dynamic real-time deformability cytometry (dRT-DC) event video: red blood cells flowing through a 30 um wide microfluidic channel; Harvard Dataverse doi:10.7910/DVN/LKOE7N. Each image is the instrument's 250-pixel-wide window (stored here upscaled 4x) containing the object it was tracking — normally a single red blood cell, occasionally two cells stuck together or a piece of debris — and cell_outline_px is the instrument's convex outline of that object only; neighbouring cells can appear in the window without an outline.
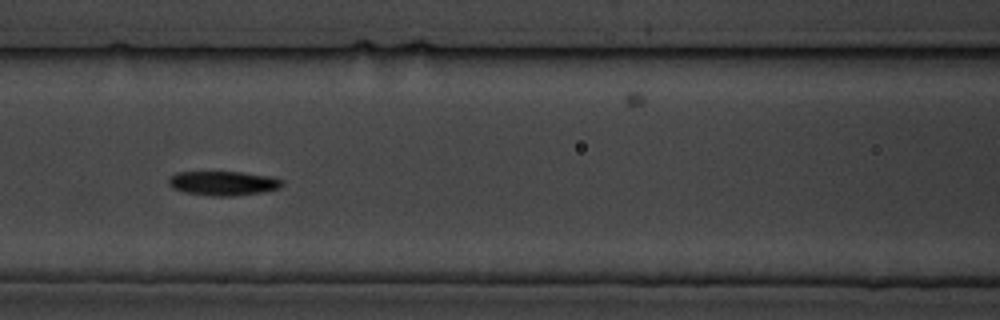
{"species": "common noctule bat (a hibernating species)", "species_latin": "Nyctalus noctula", "temperature_condition": "cold", "stored_images_in_passage": 7, "camera_frame_rate_fps": 3000, "um_per_image_px": 0.085, "animal": {"sex": "male", "body_mass_g": 19.5, "forearm_length_mm": 54.6}, "frame": {"image": 1, "passage_image": 4, "time_ms": 3.667, "image_size_px": [1000, 320], "cell_outline_px": [[284, 184], [280, 188], [264, 192], [232, 196], [212, 196], [184, 192], [172, 188], [168, 184], [168, 176], [176, 172], [240, 172], [272, 176], [284, 180]], "centroid_in_image_um": [18.98, 15.57], "position_along_channel_um": 147.6, "area_um2": 16.36}}
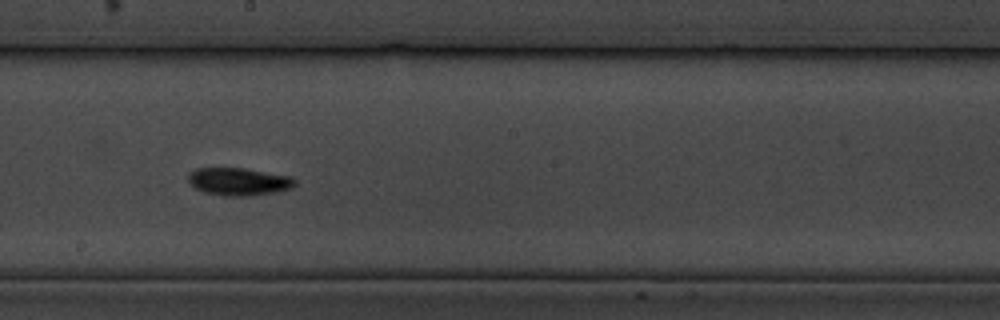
{"frame": {"image": 2, "passage_image": 6, "time_ms": 6.0, "image_size_px": [1000, 320], "cell_outline_px": [[296, 184], [292, 188], [276, 192], [252, 196], [224, 196], [204, 192], [196, 188], [188, 180], [188, 172], [196, 168], [244, 168], [288, 176], [296, 180]], "centroid_in_image_um": [20.28, 15.44], "position_along_channel_um": 227.9, "area_um2": 17.22}}
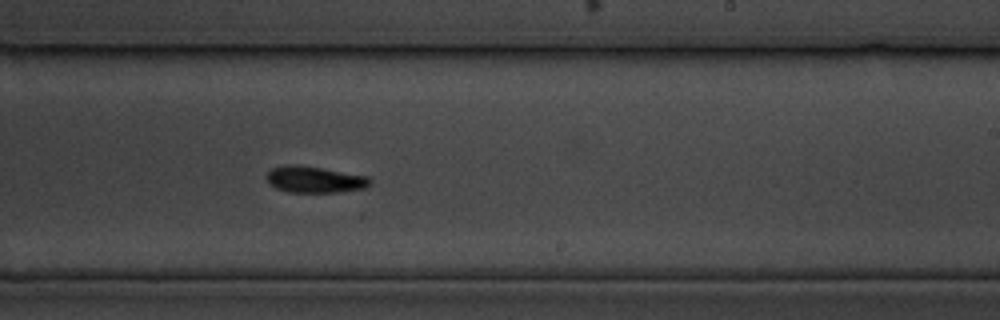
{"frame": {"image": 3, "passage_image": 7, "time_ms": 7.0, "image_size_px": [1000, 320], "cell_outline_px": [[372, 184], [364, 188], [336, 192], [288, 192], [276, 188], [268, 184], [264, 176], [272, 168], [284, 164], [296, 164], [368, 176], [372, 180]], "centroid_in_image_um": [26.7, 15.25], "position_along_channel_um": 262.3, "area_um2": 16.07}}